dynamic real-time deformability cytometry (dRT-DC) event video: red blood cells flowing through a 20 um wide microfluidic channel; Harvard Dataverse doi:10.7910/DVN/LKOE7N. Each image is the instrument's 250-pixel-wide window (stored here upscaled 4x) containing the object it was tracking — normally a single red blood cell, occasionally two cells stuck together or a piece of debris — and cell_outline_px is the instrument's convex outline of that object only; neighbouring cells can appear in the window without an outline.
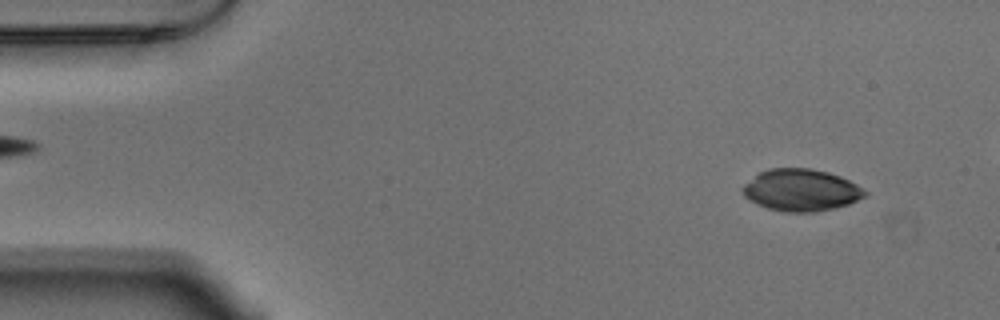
{"species": "Egyptian fruit bat (a non-hibernating species)", "species_latin": "Rousettus aegyptiacus", "temperature_condition": "warm", "stored_images_in_passage": 50, "camera_frame_rate_fps": 3000, "um_per_image_px": 0.085, "animal": {"sex": "male"}, "frame": {"image": 1, "passage_image": 4, "time_ms": 1.0, "image_size_px": [1000, 320], "cell_outline_px": [[868, 196], [848, 204], [832, 208], [812, 212], [784, 212], [768, 208], [756, 204], [744, 196], [744, 184], [760, 172], [768, 168], [812, 168], [828, 172], [840, 176], [856, 184], [868, 192]], "centroid_in_image_um": [68.11, 16.15], "position_along_channel_um": 16.9, "area_um2": 29.77}}
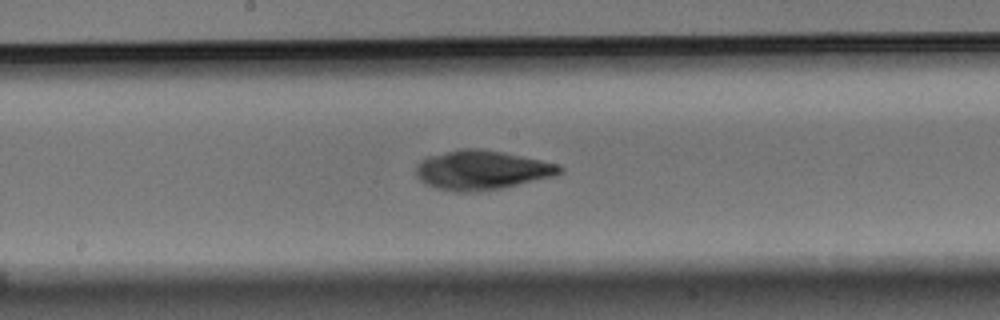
{"frame": {"image": 2, "passage_image": 27, "time_ms": 8.667, "image_size_px": [1000, 320], "cell_outline_px": [[564, 172], [556, 176], [504, 188], [476, 192], [456, 192], [436, 188], [420, 180], [416, 176], [416, 164], [420, 160], [428, 156], [464, 148], [480, 148], [540, 160], [556, 164], [564, 168]], "centroid_in_image_um": [40.96, 14.47], "position_along_channel_um": 207.2, "area_um2": 32.95}}
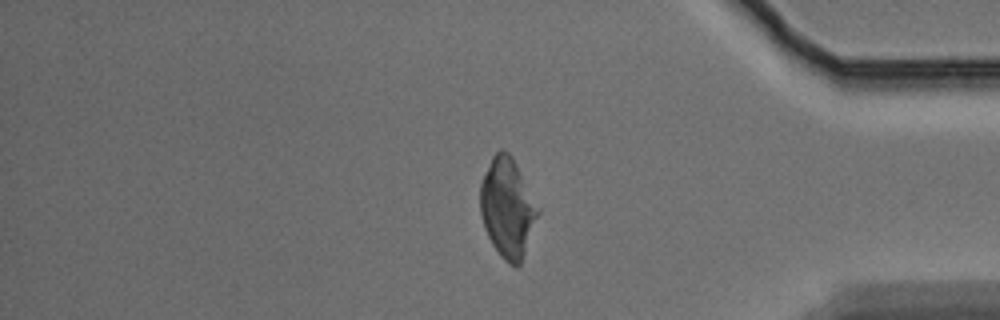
{"frame": {"image": 3, "passage_image": 44, "time_ms": 14.333, "image_size_px": [1000, 320], "cell_outline_px": [[540, 212], [520, 264], [516, 268], [508, 264], [500, 256], [492, 244], [484, 228], [480, 212], [480, 184], [492, 156], [500, 148], [508, 152], [512, 156], [540, 208]], "centroid_in_image_um": [43.14, 17.67], "position_along_channel_um": 392.1, "area_um2": 33.47}}